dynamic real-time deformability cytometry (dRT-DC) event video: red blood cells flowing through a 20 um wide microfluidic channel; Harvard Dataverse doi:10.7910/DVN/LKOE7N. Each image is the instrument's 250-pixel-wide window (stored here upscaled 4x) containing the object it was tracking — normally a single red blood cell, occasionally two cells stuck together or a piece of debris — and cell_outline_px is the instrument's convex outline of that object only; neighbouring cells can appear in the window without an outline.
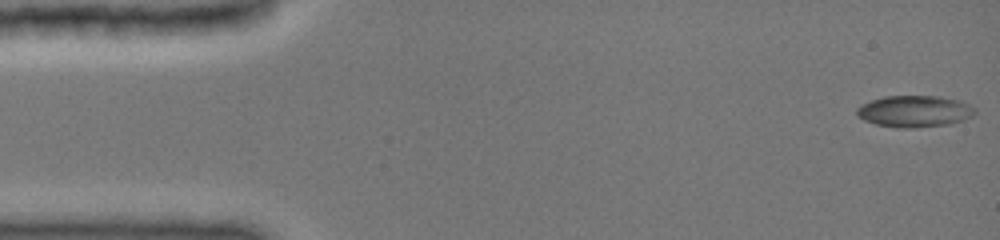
{"species": "common noctule bat (a hibernating species)", "species_latin": "Nyctalus noctula", "temperature_condition": "cold", "stored_images_in_passage": 17, "camera_frame_rate_fps": 3000, "um_per_image_px": 0.085, "animal": {"sex": "female", "body_mass_g": 19.0, "forearm_length_mm": 51.5}, "frame": {"image": 1, "passage_image": 1, "time_ms": 0.0, "image_size_px": [1000, 240], "cell_outline_px": [[976, 112], [972, 116], [964, 120], [948, 124], [912, 128], [900, 128], [876, 124], [864, 120], [856, 116], [856, 108], [872, 100], [884, 96], [940, 96], [960, 100], [976, 108]], "centroid_in_image_um": [77.75, 9.46], "position_along_channel_um": 7.3, "area_um2": 21.79}}
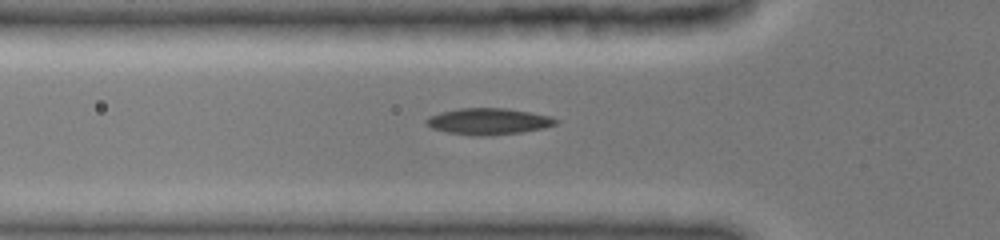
{"frame": {"image": 2, "passage_image": 12, "time_ms": 5.0, "image_size_px": [1000, 240], "cell_outline_px": [[560, 120], [556, 124], [544, 128], [520, 132], [488, 136], [476, 136], [448, 132], [432, 128], [424, 124], [424, 120], [428, 116], [440, 112], [460, 108], [504, 108], [528, 112], [548, 116]], "centroid_in_image_um": [41.47, 10.32], "position_along_channel_um": 84.3, "area_um2": 19.88}}
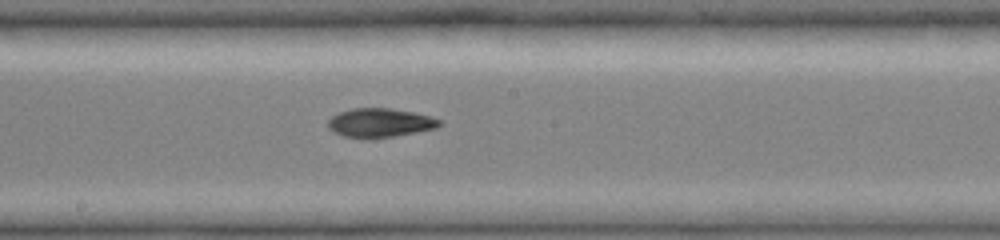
{"frame": {"image": 3, "passage_image": 17, "time_ms": 8.333, "image_size_px": [1000, 240], "cell_outline_px": [[440, 124], [436, 128], [416, 132], [368, 140], [344, 136], [332, 132], [328, 128], [328, 120], [332, 116], [340, 112], [352, 108], [388, 108], [412, 112], [428, 116], [440, 120]], "centroid_in_image_um": [32.23, 10.45], "position_along_channel_um": 216.0, "area_um2": 18.79}}